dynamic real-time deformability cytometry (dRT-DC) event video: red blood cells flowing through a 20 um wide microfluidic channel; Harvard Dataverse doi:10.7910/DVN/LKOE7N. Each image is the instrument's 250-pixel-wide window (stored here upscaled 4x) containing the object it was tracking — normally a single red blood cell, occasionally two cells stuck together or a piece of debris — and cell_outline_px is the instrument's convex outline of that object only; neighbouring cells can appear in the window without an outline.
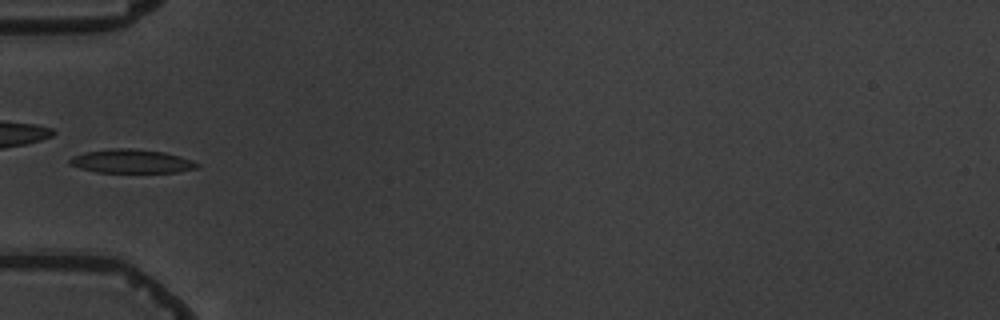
{"species": "common noctule bat (a hibernating species)", "species_latin": "Nyctalus noctula", "temperature_condition": "warm", "stored_images_in_passage": 5, "camera_frame_rate_fps": 3000, "um_per_image_px": 0.085, "animal": {"sex": "male", "body_mass_g": 19.5, "forearm_length_mm": 54.6}, "frame": {"image": 1, "passage_image": 5, "time_ms": 5.333, "image_size_px": [1000, 320], "cell_outline_px": [[200, 168], [176, 172], [96, 172], [80, 168], [68, 164], [68, 160], [72, 156], [84, 152], [112, 148], [128, 148], [164, 152], [180, 156], [192, 160], [200, 164]], "centroid_in_image_um": [11.17, 13.71], "position_along_channel_um": 73.8, "area_um2": 17.69}}